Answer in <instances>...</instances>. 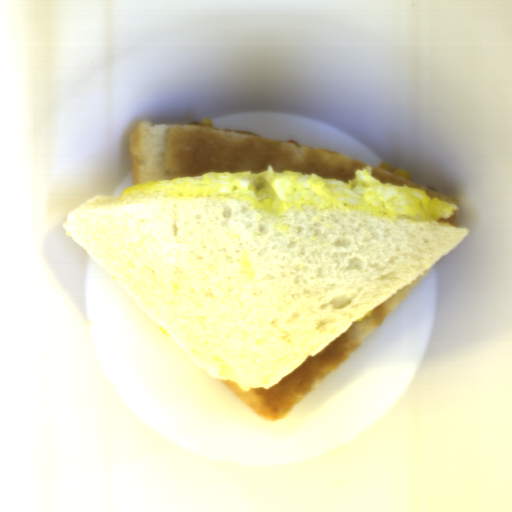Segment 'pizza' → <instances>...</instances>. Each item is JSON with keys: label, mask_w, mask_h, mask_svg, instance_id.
Listing matches in <instances>:
<instances>
[{"label": "pizza", "mask_w": 512, "mask_h": 512, "mask_svg": "<svg viewBox=\"0 0 512 512\" xmlns=\"http://www.w3.org/2000/svg\"><path fill=\"white\" fill-rule=\"evenodd\" d=\"M370 169H371L370 175L373 176L374 178H376L381 183L405 186V187L413 188L416 190H420L428 195H431L438 199H441V200H444L451 204H454L456 206V208H455L453 214L451 216H449L448 218H446L444 220H439V221H445V222H448V223L456 226L458 218L461 213V209H460L459 202L456 201L454 198L446 195L445 193H443L439 190H436L434 188H431L426 185L415 182L413 174L408 173V172H406L396 166H393L389 163L381 164L380 167H370Z\"/></svg>", "instance_id": "3"}, {"label": "pizza", "mask_w": 512, "mask_h": 512, "mask_svg": "<svg viewBox=\"0 0 512 512\" xmlns=\"http://www.w3.org/2000/svg\"><path fill=\"white\" fill-rule=\"evenodd\" d=\"M133 186L213 172L274 171L351 180L366 166L353 158L282 139H259L250 131H229L210 118L198 123L141 121L128 142Z\"/></svg>", "instance_id": "1"}, {"label": "pizza", "mask_w": 512, "mask_h": 512, "mask_svg": "<svg viewBox=\"0 0 512 512\" xmlns=\"http://www.w3.org/2000/svg\"><path fill=\"white\" fill-rule=\"evenodd\" d=\"M432 266L405 287L359 317L322 349L273 386L242 389L232 381L218 379L262 420L274 422L285 419L381 323Z\"/></svg>", "instance_id": "2"}]
</instances>
